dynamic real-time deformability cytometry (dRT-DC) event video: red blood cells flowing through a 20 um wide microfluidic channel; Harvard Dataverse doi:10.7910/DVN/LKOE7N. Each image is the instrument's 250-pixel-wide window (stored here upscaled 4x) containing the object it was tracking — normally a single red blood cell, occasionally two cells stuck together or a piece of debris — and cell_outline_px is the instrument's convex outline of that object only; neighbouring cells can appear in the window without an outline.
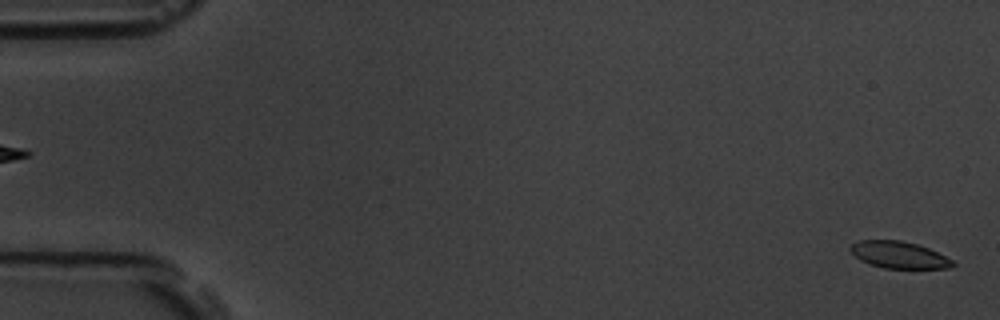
{"species": "common noctule bat (a hibernating species)", "species_latin": "Nyctalus noctula", "temperature_condition": "room temperature", "stored_images_in_passage": 6, "segment_of_instrument_passage": [2, 2], "camera_frame_rate_fps": 3000, "um_per_image_px": 0.085, "animal": {"sex": "male", "body_mass_g": 19.5, "forearm_length_mm": 54.6}, "frame": {"image": 1, "passage_image": 6, "time_ms": 5.667, "image_size_px": [1000, 320], "cell_outline_px": [[956, 264], [952, 268], [884, 268], [868, 264], [860, 260], [848, 248], [852, 244], [860, 240], [900, 240], [916, 244], [928, 248], [952, 260]], "centroid_in_image_um": [76.39, 21.67], "position_along_channel_um": 8.6, "area_um2": 15.9}}